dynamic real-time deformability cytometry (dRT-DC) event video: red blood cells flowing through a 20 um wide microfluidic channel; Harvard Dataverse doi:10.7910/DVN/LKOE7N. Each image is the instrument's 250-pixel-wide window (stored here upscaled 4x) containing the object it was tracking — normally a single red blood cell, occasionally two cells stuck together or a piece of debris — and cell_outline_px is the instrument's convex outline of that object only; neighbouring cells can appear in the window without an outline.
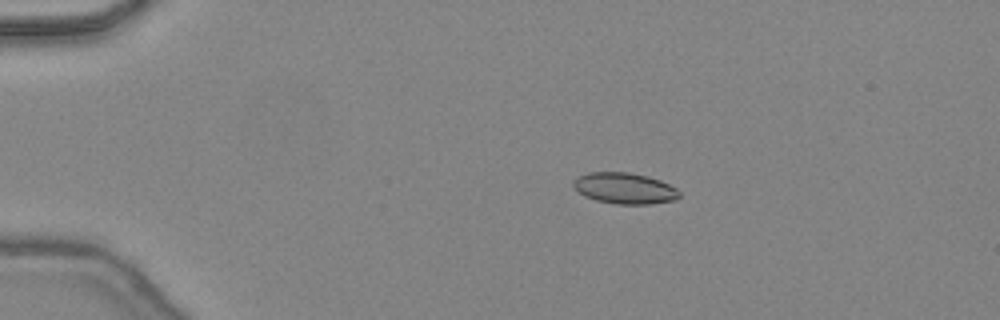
{"species": "common noctule bat (a hibernating species)", "species_latin": "Nyctalus noctula", "temperature_condition": "warm", "stored_images_in_passage": 49, "camera_frame_rate_fps": 3000, "um_per_image_px": 0.085, "animal": {"sex": "female", "body_mass_g": 24.6, "forearm_length_mm": 56.2}, "frame": {"image": 1, "passage_image": 11, "time_ms": 3.333, "image_size_px": [1000, 320], "cell_outline_px": [[680, 196], [676, 200], [652, 204], [616, 204], [596, 200], [584, 196], [572, 184], [572, 180], [576, 176], [588, 172], [628, 172], [648, 176], [660, 180], [676, 188], [680, 192]], "centroid_in_image_um": [53.09, 16.0], "position_along_channel_um": 31.9, "area_um2": 19.36}}
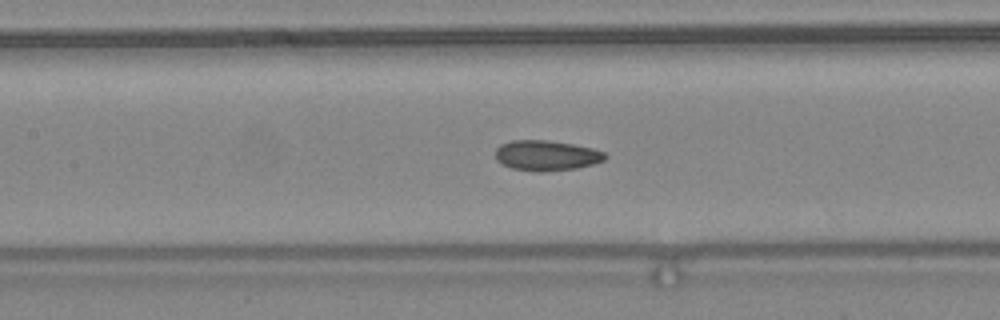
{"frame": {"image": 2, "passage_image": 24, "time_ms": 7.667, "image_size_px": [1000, 320], "cell_outline_px": [[608, 156], [604, 160], [592, 164], [576, 168], [540, 172], [536, 172], [512, 168], [500, 164], [496, 160], [496, 148], [500, 144], [512, 140], [548, 140], [572, 144], [592, 148], [604, 152]], "centroid_in_image_um": [46.41, 13.21], "position_along_channel_um": 161.0, "area_um2": 19.42}}
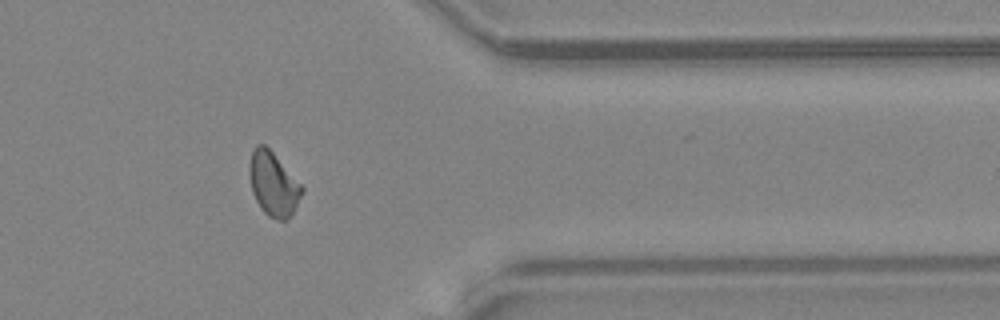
{"frame": {"image": 3, "passage_image": 40, "time_ms": 13.0, "image_size_px": [1000, 320], "cell_outline_px": [[304, 188], [288, 220], [276, 220], [268, 216], [260, 208], [252, 192], [248, 172], [248, 164], [252, 152], [256, 144], [264, 144], [272, 152]], "centroid_in_image_um": [23.18, 15.65], "position_along_channel_um": 388.2, "area_um2": 19.31}, "authors_computed_cell_mechanics": {"area_um2": 18.8428, "velocity_mm_per_s": 4.4968, "shape_relaxation_time_tau1_ms": null, "shape_relaxation_time_tau2_ms": 1.8432, "deformation_change_tau1": null, "deformation_change_tau2": 0.069}}